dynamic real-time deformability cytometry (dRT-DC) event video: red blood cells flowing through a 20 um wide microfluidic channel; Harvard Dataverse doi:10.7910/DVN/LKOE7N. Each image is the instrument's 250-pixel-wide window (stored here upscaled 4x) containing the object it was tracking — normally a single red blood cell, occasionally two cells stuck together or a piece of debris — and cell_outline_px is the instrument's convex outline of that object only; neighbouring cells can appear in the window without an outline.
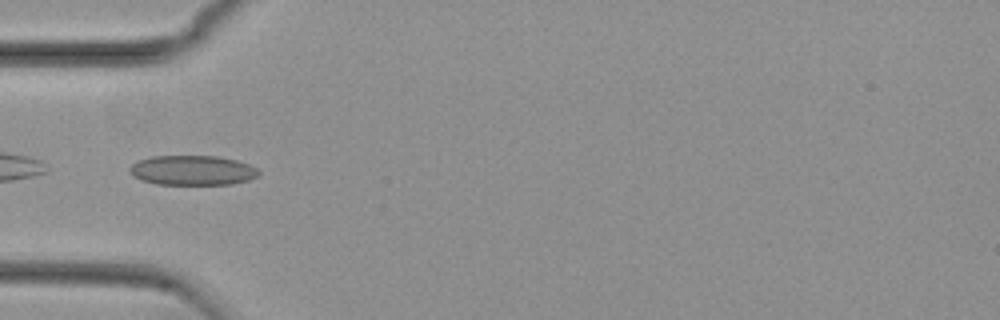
{"species": "common noctule bat (a hibernating species)", "species_latin": "Nyctalus noctula", "temperature_condition": "cold", "stored_images_in_passage": 39, "camera_frame_rate_fps": 3000, "um_per_image_px": 0.085, "animal": {"sex": "female", "body_mass_g": 29.2, "forearm_length_mm": 56.3}, "frame": {"image": 1, "passage_image": 3, "time_ms": 0.667, "image_size_px": [1000, 320], "cell_outline_px": [[260, 172], [256, 176], [248, 180], [232, 184], [156, 184], [132, 176], [128, 168], [136, 160], [152, 156], [216, 156], [236, 160], [248, 164], [256, 168]], "centroid_in_image_um": [16.32, 14.47], "position_along_channel_um": 68.7, "area_um2": 22.31}}
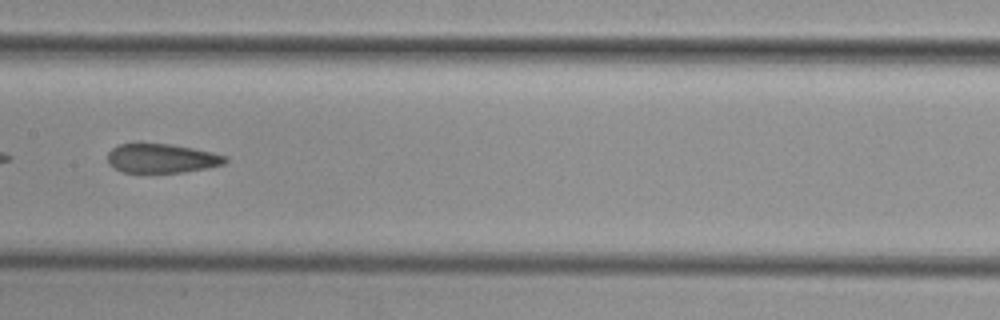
{"frame": {"image": 2, "passage_image": 13, "time_ms": 4.0, "image_size_px": [1000, 320], "cell_outline_px": [[228, 160], [224, 164], [208, 168], [184, 172], [124, 172], [108, 164], [108, 152], [112, 148], [120, 144], [140, 140], [172, 144], [212, 152], [228, 156]], "centroid_in_image_um": [13.73, 13.41], "position_along_channel_um": 193.7, "area_um2": 20.63}}
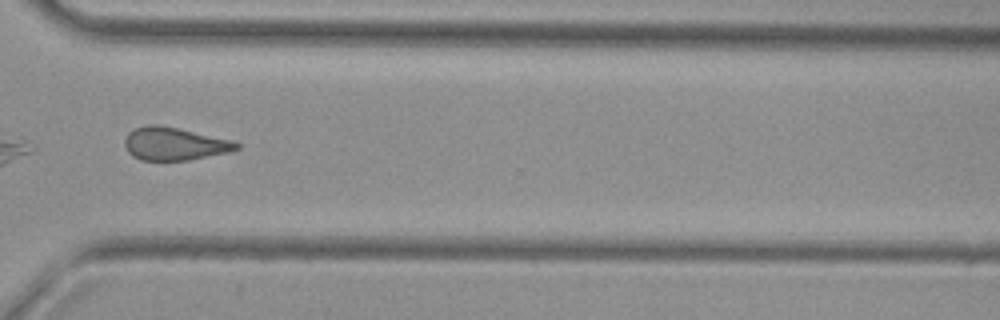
{"frame": {"image": 3, "passage_image": 26, "time_ms": 8.333, "image_size_px": [1000, 320], "cell_outline_px": [[240, 148], [228, 152], [188, 160], [140, 160], [132, 156], [128, 152], [124, 144], [124, 140], [128, 132], [136, 128], [148, 124], [156, 124], [176, 128], [232, 140], [240, 144]], "centroid_in_image_um": [14.79, 12.23], "position_along_channel_um": 355.8, "area_um2": 21.27}, "authors_computed_cell_mechanics": {"area_um2": 21.6172, "velocity_mm_per_s": 3.746, "shape_relaxation_time_tau1_ms": null, "shape_relaxation_time_tau2_ms": 3.2439, "deformation_change_tau1": null, "deformation_change_tau2": 0.0917}}